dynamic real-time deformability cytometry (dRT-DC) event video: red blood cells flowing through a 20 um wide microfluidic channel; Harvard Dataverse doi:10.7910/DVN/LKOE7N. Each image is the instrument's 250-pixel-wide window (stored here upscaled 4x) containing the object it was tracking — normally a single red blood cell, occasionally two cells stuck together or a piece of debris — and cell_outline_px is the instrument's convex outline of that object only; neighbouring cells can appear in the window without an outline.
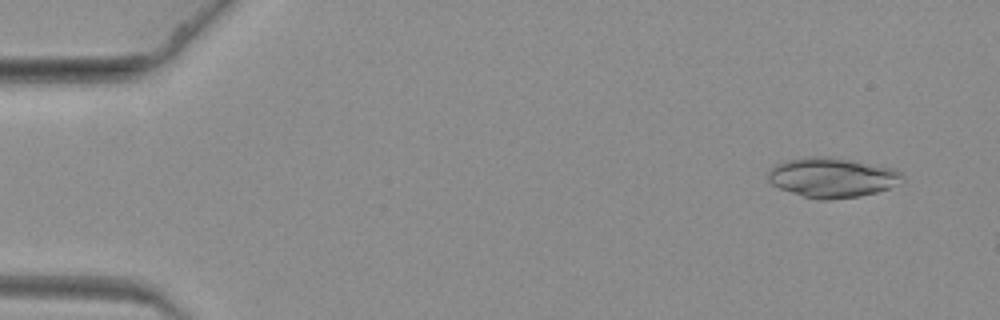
{"species": "common noctule bat (a hibernating species)", "species_latin": "Nyctalus noctula", "temperature_condition": "warm", "stored_images_in_passage": 4, "camera_frame_rate_fps": 3000, "um_per_image_px": 0.085, "animal": {"sex": "female", "body_mass_g": 19.3, "forearm_length_mm": 54.1}, "frame": {"image": 1, "passage_image": 1, "time_ms": 0.0, "image_size_px": [1000, 320], "cell_outline_px": [[904, 176], [888, 188], [876, 192], [860, 196], [828, 200], [820, 200], [804, 196], [780, 188], [772, 184], [768, 180], [768, 168], [776, 164], [788, 160], [808, 156], [828, 156], [876, 164], [896, 168]], "centroid_in_image_um": [70.7, 15.07], "position_along_channel_um": 14.3, "area_um2": 31.04}}